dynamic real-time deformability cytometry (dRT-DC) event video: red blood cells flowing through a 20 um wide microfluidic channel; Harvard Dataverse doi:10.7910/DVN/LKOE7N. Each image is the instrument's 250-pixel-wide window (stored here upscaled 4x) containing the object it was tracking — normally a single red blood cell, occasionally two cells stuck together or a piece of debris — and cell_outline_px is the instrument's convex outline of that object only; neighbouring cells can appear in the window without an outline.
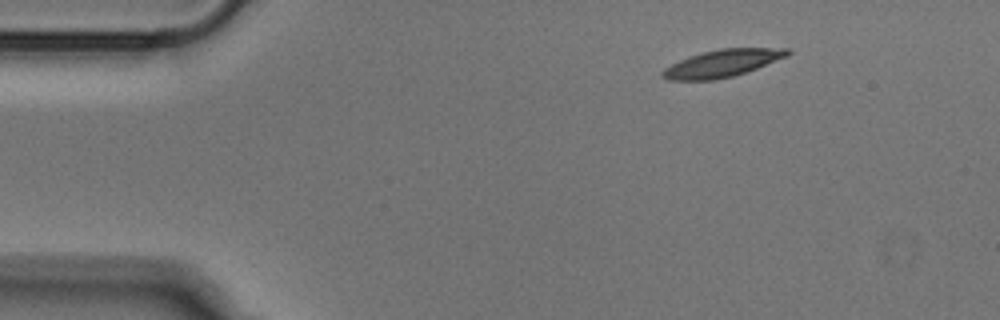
{"species": "Egyptian fruit bat (a non-hibernating species)", "species_latin": "Rousettus aegyptiacus", "temperature_condition": "cold", "stored_images_in_passage": 46, "camera_frame_rate_fps": 3000, "um_per_image_px": 0.085, "animal": {"sex": "male"}, "frame": {"image": 1, "passage_image": 1, "time_ms": 0.0, "image_size_px": [1000, 320], "cell_outline_px": [[792, 52], [788, 56], [748, 72], [732, 76], [712, 80], [668, 80], [660, 76], [660, 72], [664, 68], [680, 60], [704, 52], [720, 48], [792, 48]], "centroid_in_image_um": [61.43, 5.38], "position_along_channel_um": 23.6, "area_um2": 19.94}}
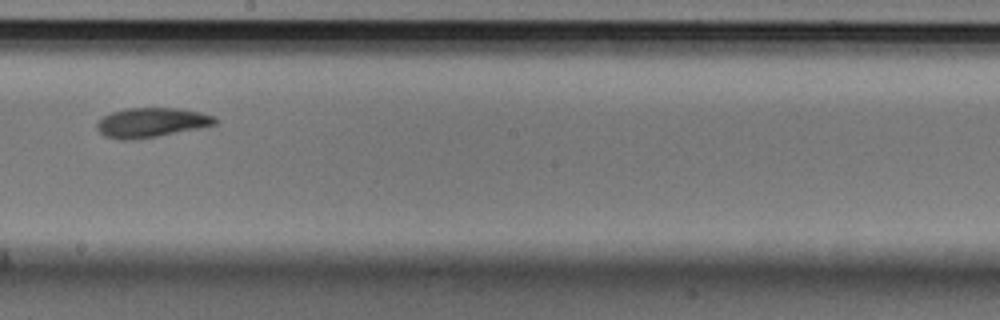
{"frame": {"image": 2, "passage_image": 23, "time_ms": 7.333, "image_size_px": [1000, 320], "cell_outline_px": [[220, 120], [216, 124], [200, 128], [160, 136], [128, 140], [120, 140], [104, 136], [96, 128], [96, 124], [104, 116], [112, 112], [124, 108], [176, 108], [200, 112], [216, 116]], "centroid_in_image_um": [12.9, 10.42], "position_along_channel_um": 235.3, "area_um2": 20.52}}
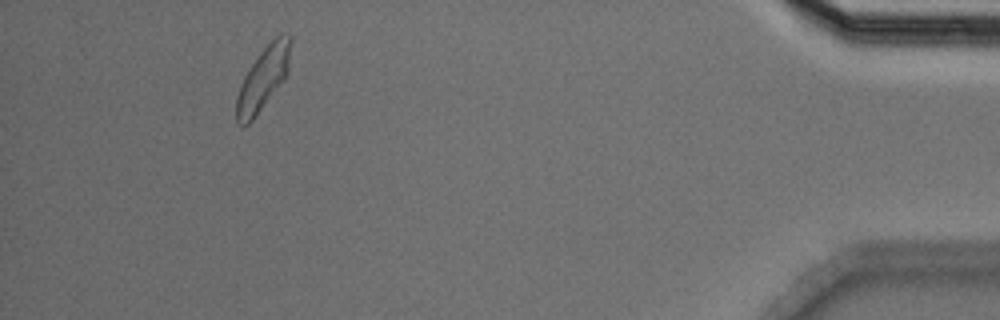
{"frame": {"image": 3, "passage_image": 42, "time_ms": 13.667, "image_size_px": [1000, 320], "cell_outline_px": [[292, 40], [288, 72], [284, 80], [252, 120], [248, 124], [236, 124], [236, 96], [240, 84], [244, 76], [260, 52], [276, 36], [292, 36]], "centroid_in_image_um": [22.36, 6.69], "position_along_channel_um": 412.8, "area_um2": 19.65}}